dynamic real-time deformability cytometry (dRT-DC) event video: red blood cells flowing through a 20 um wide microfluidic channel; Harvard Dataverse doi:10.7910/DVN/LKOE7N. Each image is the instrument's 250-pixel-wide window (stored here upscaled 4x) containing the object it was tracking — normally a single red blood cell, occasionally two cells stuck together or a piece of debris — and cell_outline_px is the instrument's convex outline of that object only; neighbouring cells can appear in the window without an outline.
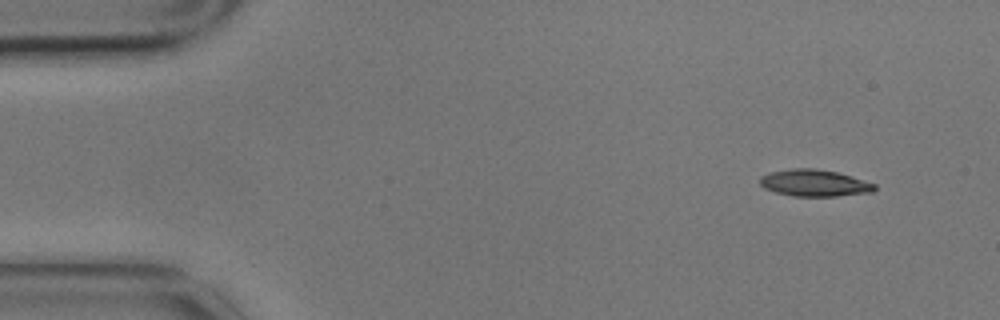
{"species": "common noctule bat (a hibernating species)", "species_latin": "Nyctalus noctula", "temperature_condition": "cold", "stored_images_in_passage": 5, "camera_frame_rate_fps": 3000, "um_per_image_px": 0.085, "animal": {"sex": "male", "body_mass_g": 17.9}, "frame": {"image": 1, "passage_image": 1, "time_ms": 0.0, "image_size_px": [1000, 320], "cell_outline_px": [[876, 188], [872, 192], [836, 196], [792, 196], [776, 192], [764, 188], [760, 184], [760, 176], [768, 172], [792, 168], [816, 168], [836, 172], [852, 176], [876, 184]], "centroid_in_image_um": [69.21, 15.55], "position_along_channel_um": 15.8, "area_um2": 17.98}}
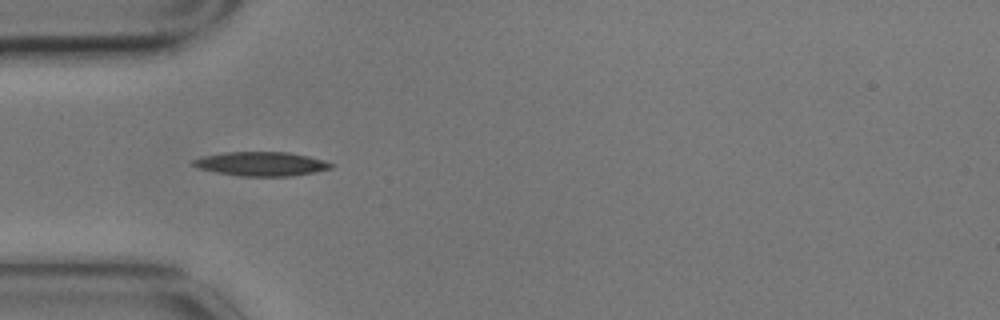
{"frame": {"image": 2, "passage_image": 4, "time_ms": 1.0, "image_size_px": [1000, 320], "cell_outline_px": [[332, 168], [292, 176], [240, 176], [216, 172], [196, 168], [192, 164], [192, 160], [204, 156], [224, 152], [288, 152], [308, 156], [324, 160], [332, 164]], "centroid_in_image_um": [22.17, 13.93], "position_along_channel_um": 62.8, "area_um2": 19.25}}